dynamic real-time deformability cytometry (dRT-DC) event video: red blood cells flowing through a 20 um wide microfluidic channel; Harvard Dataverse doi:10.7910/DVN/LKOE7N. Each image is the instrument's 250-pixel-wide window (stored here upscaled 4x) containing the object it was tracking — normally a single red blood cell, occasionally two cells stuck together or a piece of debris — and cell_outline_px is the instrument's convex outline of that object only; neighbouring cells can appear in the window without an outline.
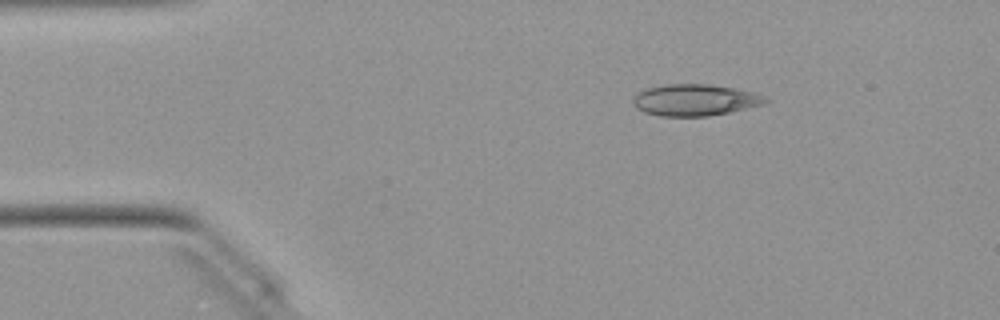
{"species": "Egyptian fruit bat (a non-hibernating species)", "species_latin": "Rousettus aegyptiacus", "temperature_condition": "warm", "stored_images_in_passage": 49, "camera_frame_rate_fps": 3000, "um_per_image_px": 0.085, "animal": {"sex": "female"}, "frame": {"image": 1, "passage_image": 7, "time_ms": 2.0, "image_size_px": [1000, 320], "cell_outline_px": [[772, 100], [764, 104], [728, 112], [708, 116], [660, 116], [644, 112], [636, 108], [632, 104], [632, 100], [636, 92], [648, 88], [668, 84], [708, 84], [732, 88], [752, 92], [764, 96]], "centroid_in_image_um": [59.04, 8.5], "position_along_channel_um": 26.0, "area_um2": 24.28}}
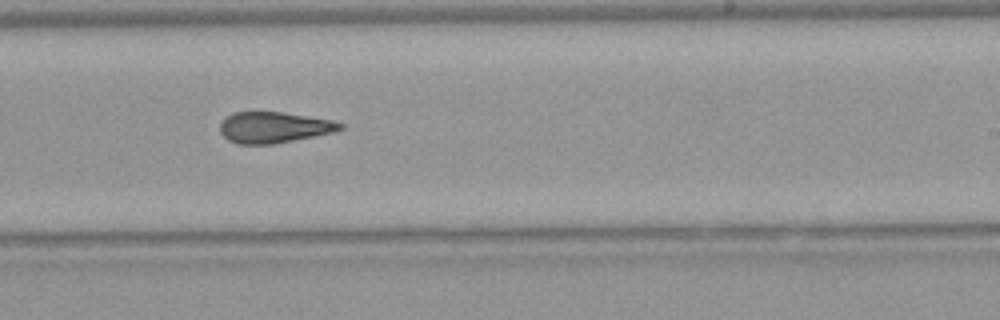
{"frame": {"image": 2, "passage_image": 29, "time_ms": 9.333, "image_size_px": [1000, 320], "cell_outline_px": [[344, 128], [332, 132], [272, 144], [236, 144], [228, 140], [220, 132], [220, 124], [232, 112], [284, 112], [332, 120], [344, 124]], "centroid_in_image_um": [23.26, 10.82], "position_along_channel_um": 265.7, "area_um2": 21.5}}
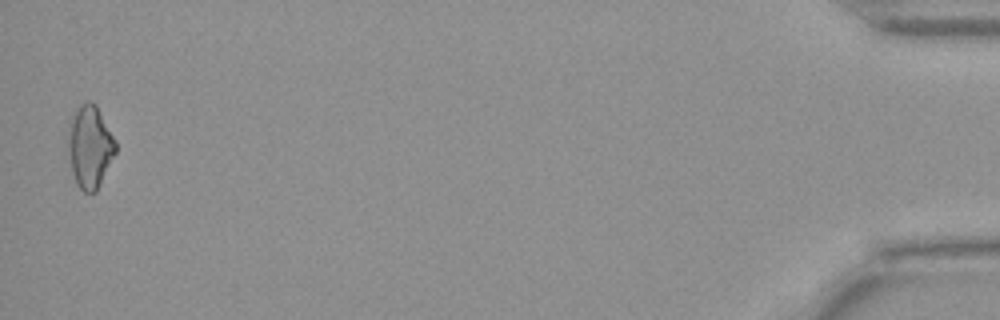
{"frame": {"image": 3, "passage_image": 48, "time_ms": 15.667, "image_size_px": [1000, 320], "cell_outline_px": [[116, 152], [96, 192], [84, 192], [76, 184], [72, 172], [68, 152], [68, 120], [80, 104], [88, 100], [92, 100], [96, 104], [116, 140]], "centroid_in_image_um": [7.63, 12.43], "position_along_channel_um": 427.6, "area_um2": 23.12}, "authors_computed_cell_mechanics": {"area_um2": 22.7154, "velocity_mm_per_s": 4.0871, "shape_relaxation_time_tau1_ms": null, "shape_relaxation_time_tau2_ms": 3.6494, "deformation_change_tau1": null, "deformation_change_tau2": 0.1282}}